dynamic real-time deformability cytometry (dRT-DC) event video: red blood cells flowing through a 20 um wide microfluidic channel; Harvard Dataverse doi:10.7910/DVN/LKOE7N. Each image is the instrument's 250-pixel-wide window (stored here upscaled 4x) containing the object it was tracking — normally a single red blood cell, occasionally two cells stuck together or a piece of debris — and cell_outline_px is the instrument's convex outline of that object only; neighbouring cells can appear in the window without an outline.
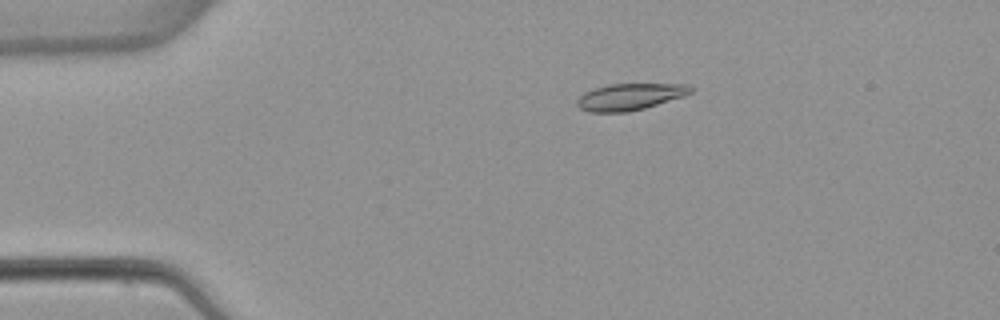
{"species": "common noctule bat (a hibernating species)", "species_latin": "Nyctalus noctula", "temperature_condition": "warm", "stored_images_in_passage": 5, "camera_frame_rate_fps": 3000, "um_per_image_px": 0.085, "animal": {"sex": "female", "body_mass_g": 22.7, "forearm_length_mm": 54.2}, "frame": {"image": 1, "passage_image": 3, "time_ms": 3.0, "image_size_px": [1000, 320], "cell_outline_px": [[692, 92], [684, 96], [644, 108], [628, 112], [588, 112], [580, 108], [576, 104], [576, 100], [584, 92], [608, 84], [688, 84], [692, 88]], "centroid_in_image_um": [53.52, 8.22], "position_along_channel_um": 31.5, "area_um2": 17.57}}
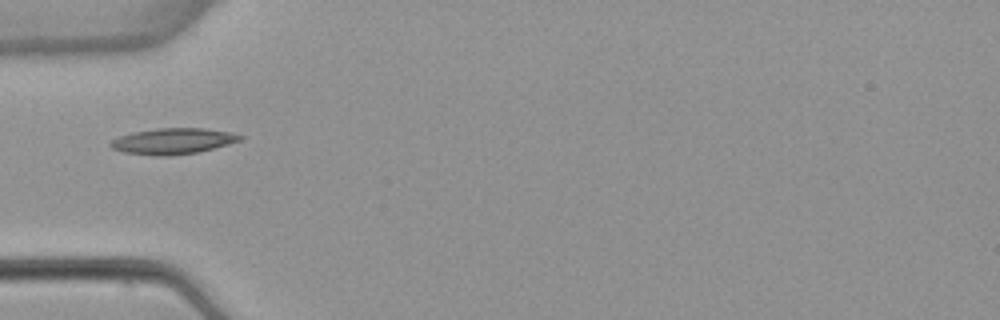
{"frame": {"image": 2, "passage_image": 5, "time_ms": 5.333, "image_size_px": [1000, 320], "cell_outline_px": [[244, 140], [200, 152], [168, 156], [156, 156], [124, 152], [112, 148], [108, 144], [112, 140], [120, 136], [132, 132], [156, 128], [204, 128], [228, 132], [244, 136]], "centroid_in_image_um": [14.72, 12.0], "position_along_channel_um": 70.3, "area_um2": 19.71}}